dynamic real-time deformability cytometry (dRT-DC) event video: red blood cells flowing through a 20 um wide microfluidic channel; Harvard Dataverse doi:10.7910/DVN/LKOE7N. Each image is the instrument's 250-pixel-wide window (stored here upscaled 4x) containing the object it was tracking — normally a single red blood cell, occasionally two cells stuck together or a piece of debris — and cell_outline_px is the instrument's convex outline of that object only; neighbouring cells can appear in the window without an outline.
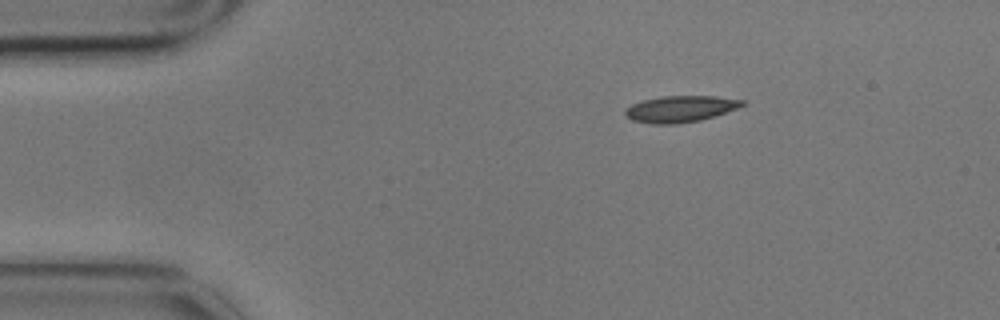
{"species": "common noctule bat (a hibernating species)", "species_latin": "Nyctalus noctula", "temperature_condition": "cold", "stored_images_in_passage": 2, "camera_frame_rate_fps": 3000, "um_per_image_px": 0.085, "animal": {"sex": "male", "body_mass_g": 17.9}, "frame": {"image": 1, "passage_image": 1, "time_ms": 0.0, "image_size_px": [1000, 320], "cell_outline_px": [[744, 104], [736, 108], [716, 116], [700, 120], [676, 124], [652, 124], [632, 120], [624, 112], [624, 108], [632, 104], [644, 100], [664, 96], [716, 96], [744, 100]], "centroid_in_image_um": [57.82, 9.26], "position_along_channel_um": 27.2, "area_um2": 17.92}}